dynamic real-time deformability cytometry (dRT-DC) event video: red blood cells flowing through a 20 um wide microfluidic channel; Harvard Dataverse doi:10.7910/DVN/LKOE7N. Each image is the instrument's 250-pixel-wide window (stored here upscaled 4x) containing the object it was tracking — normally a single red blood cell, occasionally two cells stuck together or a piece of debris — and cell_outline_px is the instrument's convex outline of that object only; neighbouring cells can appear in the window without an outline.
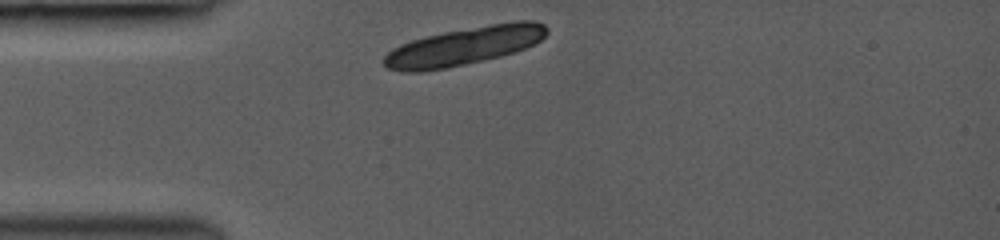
{"species": "common noctule bat (a hibernating species)", "species_latin": "Nyctalus noctula", "temperature_condition": "room temperature", "stored_images_in_passage": 24, "camera_frame_rate_fps": 3000, "um_per_image_px": 0.085, "animal": {"sex": "female", "body_mass_g": 19.0, "forearm_length_mm": 53.3}, "frame": {"image": 1, "passage_image": 1, "time_ms": 0.0, "image_size_px": [1000, 240], "cell_outline_px": [[548, 32], [540, 40], [516, 52], [484, 60], [448, 68], [424, 72], [404, 72], [388, 68], [380, 60], [392, 48], [400, 44], [424, 36], [444, 32], [516, 20], [536, 20], [544, 24], [548, 28]], "centroid_in_image_um": [39.43, 3.92], "position_along_channel_um": 45.6, "area_um2": 36.36}}